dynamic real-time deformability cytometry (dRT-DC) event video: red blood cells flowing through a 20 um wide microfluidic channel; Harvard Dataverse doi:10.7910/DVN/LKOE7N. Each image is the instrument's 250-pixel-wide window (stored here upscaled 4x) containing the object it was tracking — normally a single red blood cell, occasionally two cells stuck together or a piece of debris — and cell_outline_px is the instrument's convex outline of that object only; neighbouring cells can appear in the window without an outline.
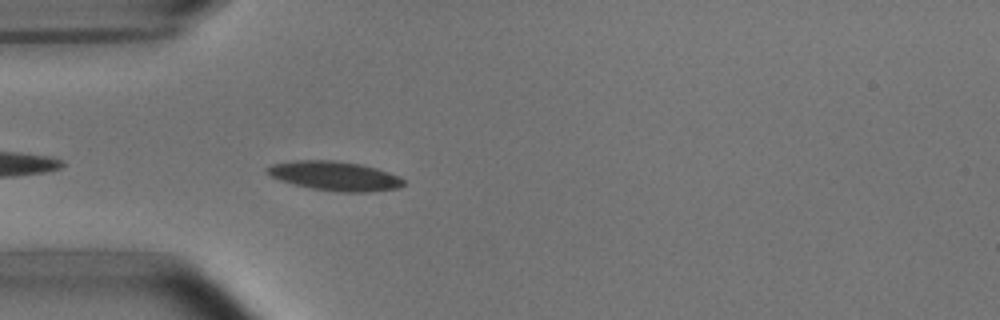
{"species": "common noctule bat (a hibernating species)", "species_latin": "Nyctalus noctula", "temperature_condition": "room temperature", "stored_images_in_passage": 9, "camera_frame_rate_fps": 3000, "um_per_image_px": 0.085, "animal": {"sex": "male", "body_mass_g": 15.6}, "frame": {"image": 1, "passage_image": 2, "time_ms": 0.333, "image_size_px": [1000, 320], "cell_outline_px": [[404, 184], [400, 188], [368, 192], [340, 192], [312, 188], [292, 184], [280, 180], [272, 176], [264, 168], [272, 164], [296, 160], [336, 160], [360, 164], [376, 168], [400, 176], [404, 180]], "centroid_in_image_um": [28.47, 14.95], "position_along_channel_um": 56.5, "area_um2": 23.29}}
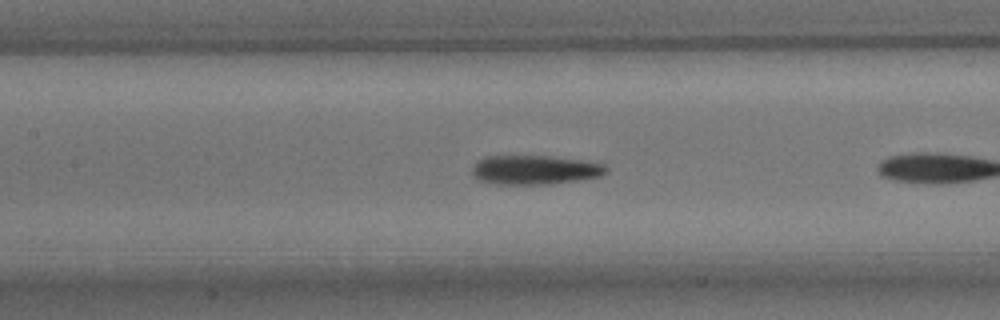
{"frame": {"image": 2, "passage_image": 8, "time_ms": 2.333, "image_size_px": [1000, 320], "cell_outline_px": [[608, 172], [600, 176], [576, 180], [548, 184], [496, 184], [476, 180], [472, 172], [472, 168], [476, 160], [484, 156], [552, 156], [584, 160], [604, 164], [608, 168]], "centroid_in_image_um": [45.43, 14.43], "position_along_channel_um": 162.0, "area_um2": 23.0}}